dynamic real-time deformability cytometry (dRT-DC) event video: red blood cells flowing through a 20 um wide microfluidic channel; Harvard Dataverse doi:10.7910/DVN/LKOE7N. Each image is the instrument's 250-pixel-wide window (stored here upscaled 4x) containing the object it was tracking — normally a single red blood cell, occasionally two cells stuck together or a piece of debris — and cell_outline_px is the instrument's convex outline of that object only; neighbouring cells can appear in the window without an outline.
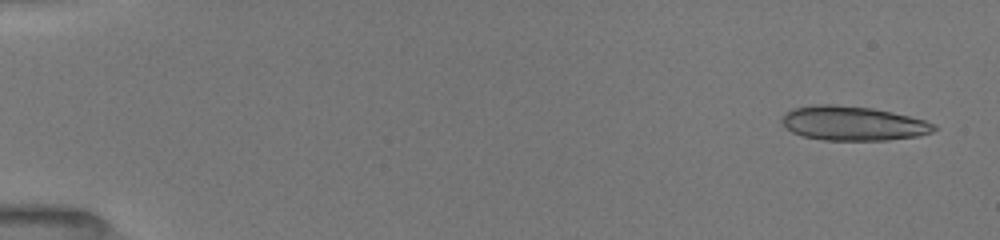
{"species": "common noctule bat (a hibernating species)", "species_latin": "Nyctalus noctula", "temperature_condition": "room temperature", "stored_images_in_passage": 18, "camera_frame_rate_fps": 3000, "um_per_image_px": 0.085, "animal": {"sex": "female", "body_mass_g": 19.5, "forearm_length_mm": 54.1}, "frame": {"image": 1, "passage_image": 2, "time_ms": 0.333, "image_size_px": [1000, 240], "cell_outline_px": [[936, 128], [932, 132], [916, 136], [888, 140], [824, 140], [804, 136], [792, 132], [784, 124], [784, 112], [792, 108], [816, 104], [832, 104], [872, 108], [892, 112], [924, 120], [936, 124]], "centroid_in_image_um": [72.51, 10.48], "position_along_channel_um": 12.5, "area_um2": 30.17}}